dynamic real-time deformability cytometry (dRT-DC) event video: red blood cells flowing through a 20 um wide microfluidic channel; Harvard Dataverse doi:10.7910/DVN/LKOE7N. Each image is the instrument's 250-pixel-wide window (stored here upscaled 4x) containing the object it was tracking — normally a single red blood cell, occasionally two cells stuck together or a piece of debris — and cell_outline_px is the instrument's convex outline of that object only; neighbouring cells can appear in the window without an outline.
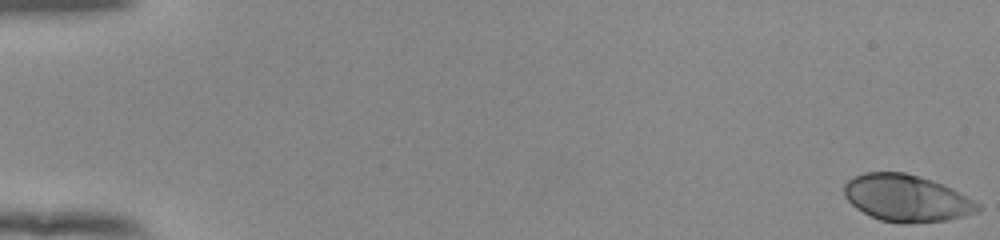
{"species": "human", "species_latin": "Homo sapiens", "temperature_condition": "room temperature", "stored_images_in_passage": 54, "camera_frame_rate_fps": 3000, "um_per_image_px": 0.085, "donor": {"sex": "female"}, "frame": {"image": 1, "passage_image": 1, "time_ms": 0.0, "image_size_px": [1000, 240], "cell_outline_px": [[980, 208], [976, 212], [964, 216], [948, 220], [904, 224], [900, 224], [880, 220], [856, 208], [844, 196], [844, 184], [848, 180], [864, 172], [904, 172], [920, 176], [944, 184], [952, 188], [980, 204]], "centroid_in_image_um": [77.06, 16.84], "position_along_channel_um": 7.9, "area_um2": 36.53}}
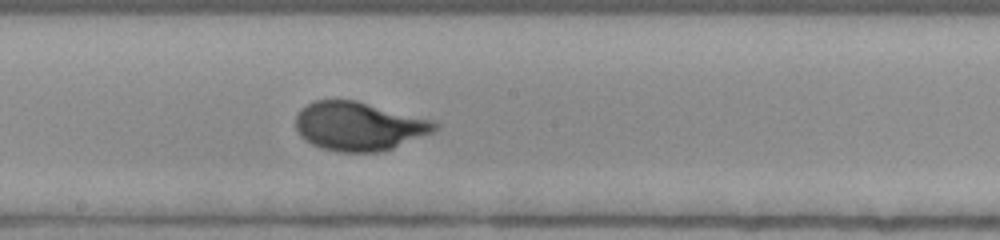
{"frame": {"image": 2, "passage_image": 31, "time_ms": 10.0, "image_size_px": [1000, 240], "cell_outline_px": [[440, 128], [432, 132], [392, 148], [380, 152], [340, 152], [324, 148], [312, 144], [304, 140], [300, 136], [296, 128], [296, 116], [300, 108], [316, 100], [356, 100], [432, 120], [440, 124]], "centroid_in_image_um": [30.49, 10.72], "position_along_channel_um": 217.7, "area_um2": 39.3}}
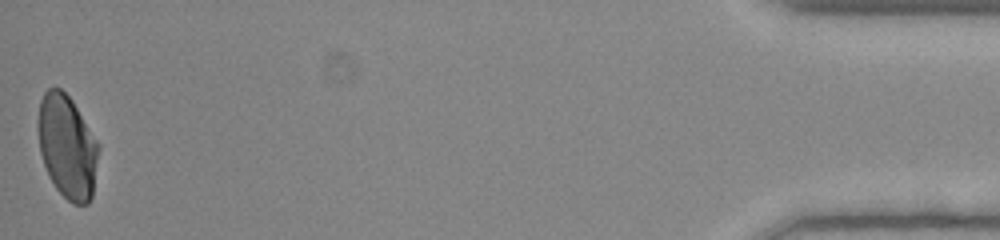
{"frame": {"image": 3, "passage_image": 54, "time_ms": 17.667, "image_size_px": [1000, 240], "cell_outline_px": [[100, 148], [92, 196], [88, 204], [72, 204], [56, 188], [48, 176], [40, 152], [36, 124], [36, 120], [40, 100], [44, 92], [48, 88], [60, 88], [72, 100], [100, 144]], "centroid_in_image_um": [5.7, 12.45], "position_along_channel_um": 429.5, "area_um2": 36.93}, "authors_computed_cell_mechanics": {"area_um2": 37.0209, "velocity_mm_per_s": 3.8931, "shape_relaxation_time_tau1_ms": 3.5433, "shape_relaxation_time_tau2_ms": null, "deformation_change_tau1": 0.1638, "deformation_change_tau2": null}}